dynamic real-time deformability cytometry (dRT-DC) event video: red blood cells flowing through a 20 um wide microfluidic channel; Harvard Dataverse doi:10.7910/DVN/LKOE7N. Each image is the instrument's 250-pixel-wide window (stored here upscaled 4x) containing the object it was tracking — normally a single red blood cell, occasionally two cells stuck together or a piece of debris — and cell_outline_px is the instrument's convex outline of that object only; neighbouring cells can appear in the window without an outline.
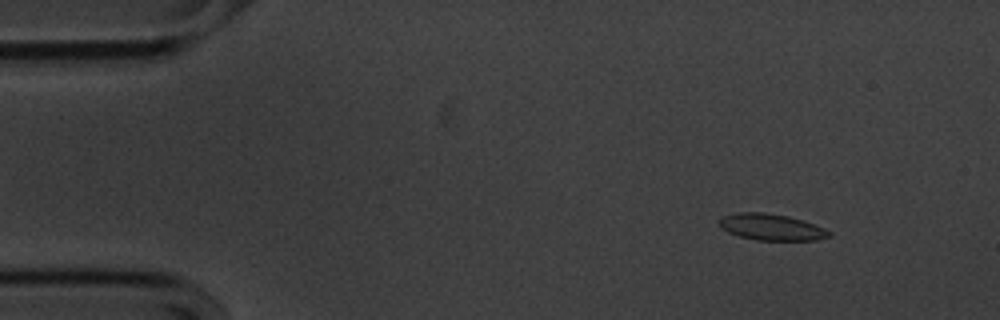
{"species": "common noctule bat (a hibernating species)", "species_latin": "Nyctalus noctula", "temperature_condition": "cold", "stored_images_in_passage": 55, "camera_frame_rate_fps": 3000, "um_per_image_px": 0.085, "animal": {"sex": "male", "body_mass_g": 20.1, "forearm_length_mm": 53.5}, "frame": {"image": 1, "passage_image": 6, "time_ms": 1.667, "image_size_px": [1000, 320], "cell_outline_px": [[832, 236], [816, 240], [756, 240], [740, 236], [728, 232], [720, 224], [720, 220], [724, 216], [736, 212], [764, 212], [788, 216], [804, 220], [824, 228], [832, 232]], "centroid_in_image_um": [65.63, 19.3], "position_along_channel_um": 19.4, "area_um2": 16.82}}
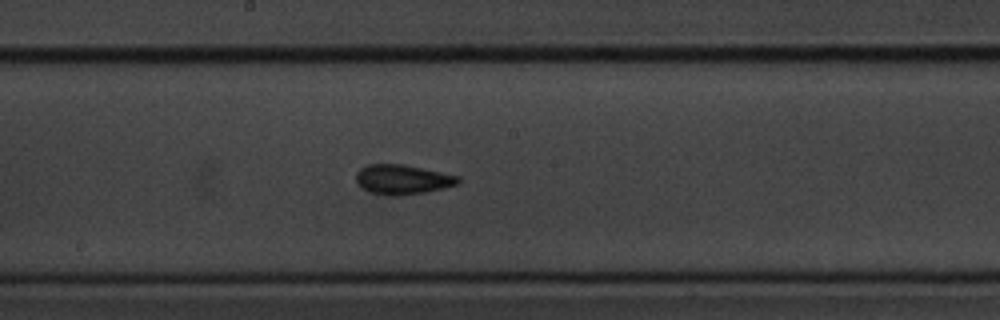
{"frame": {"image": 2, "passage_image": 29, "time_ms": 9.333, "image_size_px": [1000, 320], "cell_outline_px": [[460, 184], [444, 188], [424, 192], [400, 196], [388, 196], [368, 192], [356, 180], [356, 172], [360, 168], [368, 164], [404, 164], [460, 176]], "centroid_in_image_um": [34.23, 15.26], "position_along_channel_um": 214.0, "area_um2": 17.8}}
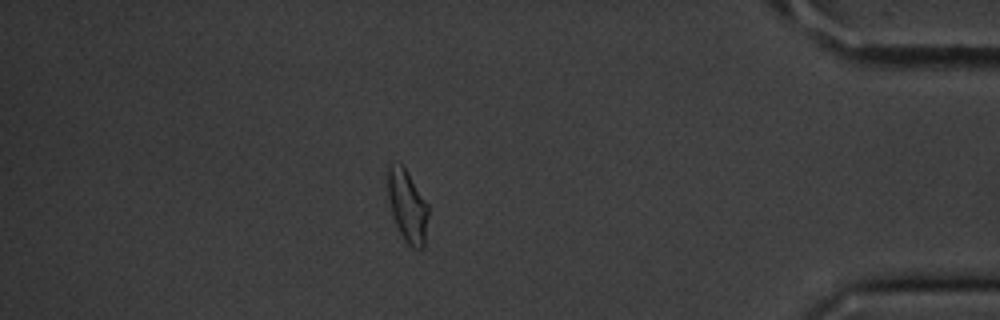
{"frame": {"image": 3, "passage_image": 48, "time_ms": 15.667, "image_size_px": [1000, 320], "cell_outline_px": [[428, 216], [424, 248], [412, 248], [404, 240], [396, 224], [392, 212], [388, 196], [388, 164], [404, 164], [428, 204]], "centroid_in_image_um": [34.65, 17.49], "position_along_channel_um": 400.6, "area_um2": 17.05}, "authors_computed_cell_mechanics": {"area_um2": 16.8776, "velocity_mm_per_s": 3.5825, "shape_relaxation_time_tau1_ms": 2.7355, "shape_relaxation_time_tau2_ms": 1.9108, "deformation_change_tau1": 0.0968, "deformation_change_tau2": 0.0759}}